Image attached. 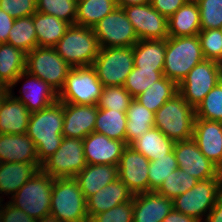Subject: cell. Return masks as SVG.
Masks as SVG:
<instances>
[{
    "label": "cell",
    "mask_w": 222,
    "mask_h": 222,
    "mask_svg": "<svg viewBox=\"0 0 222 222\" xmlns=\"http://www.w3.org/2000/svg\"><path fill=\"white\" fill-rule=\"evenodd\" d=\"M97 110V105L64 103L63 137L83 140L94 132Z\"/></svg>",
    "instance_id": "19"
},
{
    "label": "cell",
    "mask_w": 222,
    "mask_h": 222,
    "mask_svg": "<svg viewBox=\"0 0 222 222\" xmlns=\"http://www.w3.org/2000/svg\"><path fill=\"white\" fill-rule=\"evenodd\" d=\"M133 196L128 187L117 178L86 200L88 217L90 219L94 215L127 203L133 199Z\"/></svg>",
    "instance_id": "23"
},
{
    "label": "cell",
    "mask_w": 222,
    "mask_h": 222,
    "mask_svg": "<svg viewBox=\"0 0 222 222\" xmlns=\"http://www.w3.org/2000/svg\"><path fill=\"white\" fill-rule=\"evenodd\" d=\"M201 31L199 6L195 0H189L168 19L169 37L198 35Z\"/></svg>",
    "instance_id": "27"
},
{
    "label": "cell",
    "mask_w": 222,
    "mask_h": 222,
    "mask_svg": "<svg viewBox=\"0 0 222 222\" xmlns=\"http://www.w3.org/2000/svg\"><path fill=\"white\" fill-rule=\"evenodd\" d=\"M126 143L131 145L140 136L154 127L155 113L147 109L135 98L129 104L126 111Z\"/></svg>",
    "instance_id": "32"
},
{
    "label": "cell",
    "mask_w": 222,
    "mask_h": 222,
    "mask_svg": "<svg viewBox=\"0 0 222 222\" xmlns=\"http://www.w3.org/2000/svg\"><path fill=\"white\" fill-rule=\"evenodd\" d=\"M200 45L205 59L222 60V32L220 29H205L198 34Z\"/></svg>",
    "instance_id": "44"
},
{
    "label": "cell",
    "mask_w": 222,
    "mask_h": 222,
    "mask_svg": "<svg viewBox=\"0 0 222 222\" xmlns=\"http://www.w3.org/2000/svg\"><path fill=\"white\" fill-rule=\"evenodd\" d=\"M195 108L178 93L167 100L155 113L154 127L173 142L193 138Z\"/></svg>",
    "instance_id": "3"
},
{
    "label": "cell",
    "mask_w": 222,
    "mask_h": 222,
    "mask_svg": "<svg viewBox=\"0 0 222 222\" xmlns=\"http://www.w3.org/2000/svg\"><path fill=\"white\" fill-rule=\"evenodd\" d=\"M64 103L57 100L43 110L30 115L26 134L37 148L39 162L48 159L60 147L63 140Z\"/></svg>",
    "instance_id": "1"
},
{
    "label": "cell",
    "mask_w": 222,
    "mask_h": 222,
    "mask_svg": "<svg viewBox=\"0 0 222 222\" xmlns=\"http://www.w3.org/2000/svg\"><path fill=\"white\" fill-rule=\"evenodd\" d=\"M7 43L19 48L26 54L38 46L33 15L14 20V24L9 31Z\"/></svg>",
    "instance_id": "36"
},
{
    "label": "cell",
    "mask_w": 222,
    "mask_h": 222,
    "mask_svg": "<svg viewBox=\"0 0 222 222\" xmlns=\"http://www.w3.org/2000/svg\"><path fill=\"white\" fill-rule=\"evenodd\" d=\"M37 12L53 15L56 18L75 25L76 0H36Z\"/></svg>",
    "instance_id": "40"
},
{
    "label": "cell",
    "mask_w": 222,
    "mask_h": 222,
    "mask_svg": "<svg viewBox=\"0 0 222 222\" xmlns=\"http://www.w3.org/2000/svg\"><path fill=\"white\" fill-rule=\"evenodd\" d=\"M53 177L39 170L9 200L34 220L50 215Z\"/></svg>",
    "instance_id": "6"
},
{
    "label": "cell",
    "mask_w": 222,
    "mask_h": 222,
    "mask_svg": "<svg viewBox=\"0 0 222 222\" xmlns=\"http://www.w3.org/2000/svg\"><path fill=\"white\" fill-rule=\"evenodd\" d=\"M166 53V39L138 40L133 45L134 67L163 71Z\"/></svg>",
    "instance_id": "28"
},
{
    "label": "cell",
    "mask_w": 222,
    "mask_h": 222,
    "mask_svg": "<svg viewBox=\"0 0 222 222\" xmlns=\"http://www.w3.org/2000/svg\"><path fill=\"white\" fill-rule=\"evenodd\" d=\"M178 168L174 150L167 155L150 161L148 169L149 191H156L163 181L171 176V172Z\"/></svg>",
    "instance_id": "39"
},
{
    "label": "cell",
    "mask_w": 222,
    "mask_h": 222,
    "mask_svg": "<svg viewBox=\"0 0 222 222\" xmlns=\"http://www.w3.org/2000/svg\"><path fill=\"white\" fill-rule=\"evenodd\" d=\"M71 68L54 47L37 46L26 54V71L45 81L57 93L62 89Z\"/></svg>",
    "instance_id": "8"
},
{
    "label": "cell",
    "mask_w": 222,
    "mask_h": 222,
    "mask_svg": "<svg viewBox=\"0 0 222 222\" xmlns=\"http://www.w3.org/2000/svg\"><path fill=\"white\" fill-rule=\"evenodd\" d=\"M150 161L143 154L127 145L118 164V178L135 195L149 191Z\"/></svg>",
    "instance_id": "16"
},
{
    "label": "cell",
    "mask_w": 222,
    "mask_h": 222,
    "mask_svg": "<svg viewBox=\"0 0 222 222\" xmlns=\"http://www.w3.org/2000/svg\"><path fill=\"white\" fill-rule=\"evenodd\" d=\"M38 46L54 47L71 26L68 22L41 12L33 14Z\"/></svg>",
    "instance_id": "29"
},
{
    "label": "cell",
    "mask_w": 222,
    "mask_h": 222,
    "mask_svg": "<svg viewBox=\"0 0 222 222\" xmlns=\"http://www.w3.org/2000/svg\"><path fill=\"white\" fill-rule=\"evenodd\" d=\"M198 181L197 178L177 168L163 181L156 192L173 200L194 187Z\"/></svg>",
    "instance_id": "37"
},
{
    "label": "cell",
    "mask_w": 222,
    "mask_h": 222,
    "mask_svg": "<svg viewBox=\"0 0 222 222\" xmlns=\"http://www.w3.org/2000/svg\"><path fill=\"white\" fill-rule=\"evenodd\" d=\"M175 142L165 136L158 128L149 129L130 146L143 154L149 161L157 160L173 151Z\"/></svg>",
    "instance_id": "31"
},
{
    "label": "cell",
    "mask_w": 222,
    "mask_h": 222,
    "mask_svg": "<svg viewBox=\"0 0 222 222\" xmlns=\"http://www.w3.org/2000/svg\"><path fill=\"white\" fill-rule=\"evenodd\" d=\"M203 222H222V192Z\"/></svg>",
    "instance_id": "50"
},
{
    "label": "cell",
    "mask_w": 222,
    "mask_h": 222,
    "mask_svg": "<svg viewBox=\"0 0 222 222\" xmlns=\"http://www.w3.org/2000/svg\"><path fill=\"white\" fill-rule=\"evenodd\" d=\"M0 201V222H35L26 212L12 205L9 201Z\"/></svg>",
    "instance_id": "47"
},
{
    "label": "cell",
    "mask_w": 222,
    "mask_h": 222,
    "mask_svg": "<svg viewBox=\"0 0 222 222\" xmlns=\"http://www.w3.org/2000/svg\"><path fill=\"white\" fill-rule=\"evenodd\" d=\"M118 178V166L108 164H87L75 176L86 200Z\"/></svg>",
    "instance_id": "25"
},
{
    "label": "cell",
    "mask_w": 222,
    "mask_h": 222,
    "mask_svg": "<svg viewBox=\"0 0 222 222\" xmlns=\"http://www.w3.org/2000/svg\"><path fill=\"white\" fill-rule=\"evenodd\" d=\"M30 115L26 106L8 92L0 105V134L26 133Z\"/></svg>",
    "instance_id": "24"
},
{
    "label": "cell",
    "mask_w": 222,
    "mask_h": 222,
    "mask_svg": "<svg viewBox=\"0 0 222 222\" xmlns=\"http://www.w3.org/2000/svg\"><path fill=\"white\" fill-rule=\"evenodd\" d=\"M116 7V0H86L77 2L75 25L93 28Z\"/></svg>",
    "instance_id": "35"
},
{
    "label": "cell",
    "mask_w": 222,
    "mask_h": 222,
    "mask_svg": "<svg viewBox=\"0 0 222 222\" xmlns=\"http://www.w3.org/2000/svg\"><path fill=\"white\" fill-rule=\"evenodd\" d=\"M93 30L100 48L133 46L139 40L121 7L101 19Z\"/></svg>",
    "instance_id": "13"
},
{
    "label": "cell",
    "mask_w": 222,
    "mask_h": 222,
    "mask_svg": "<svg viewBox=\"0 0 222 222\" xmlns=\"http://www.w3.org/2000/svg\"><path fill=\"white\" fill-rule=\"evenodd\" d=\"M162 222H198L191 216L182 214L172 209L170 213L162 220Z\"/></svg>",
    "instance_id": "51"
},
{
    "label": "cell",
    "mask_w": 222,
    "mask_h": 222,
    "mask_svg": "<svg viewBox=\"0 0 222 222\" xmlns=\"http://www.w3.org/2000/svg\"><path fill=\"white\" fill-rule=\"evenodd\" d=\"M193 139L207 159L222 164V122L195 118Z\"/></svg>",
    "instance_id": "20"
},
{
    "label": "cell",
    "mask_w": 222,
    "mask_h": 222,
    "mask_svg": "<svg viewBox=\"0 0 222 222\" xmlns=\"http://www.w3.org/2000/svg\"><path fill=\"white\" fill-rule=\"evenodd\" d=\"M199 6L201 30L220 29L222 26V0H195Z\"/></svg>",
    "instance_id": "43"
},
{
    "label": "cell",
    "mask_w": 222,
    "mask_h": 222,
    "mask_svg": "<svg viewBox=\"0 0 222 222\" xmlns=\"http://www.w3.org/2000/svg\"><path fill=\"white\" fill-rule=\"evenodd\" d=\"M84 155L87 164H108L118 166L126 142L110 139L106 135L92 132L83 140Z\"/></svg>",
    "instance_id": "18"
},
{
    "label": "cell",
    "mask_w": 222,
    "mask_h": 222,
    "mask_svg": "<svg viewBox=\"0 0 222 222\" xmlns=\"http://www.w3.org/2000/svg\"><path fill=\"white\" fill-rule=\"evenodd\" d=\"M176 94H178V85L163 76L135 99L147 109L156 113L167 100L172 99Z\"/></svg>",
    "instance_id": "34"
},
{
    "label": "cell",
    "mask_w": 222,
    "mask_h": 222,
    "mask_svg": "<svg viewBox=\"0 0 222 222\" xmlns=\"http://www.w3.org/2000/svg\"><path fill=\"white\" fill-rule=\"evenodd\" d=\"M220 80L222 74L219 62L204 59L178 85V93L189 105L196 108Z\"/></svg>",
    "instance_id": "11"
},
{
    "label": "cell",
    "mask_w": 222,
    "mask_h": 222,
    "mask_svg": "<svg viewBox=\"0 0 222 222\" xmlns=\"http://www.w3.org/2000/svg\"><path fill=\"white\" fill-rule=\"evenodd\" d=\"M204 55L198 35L167 37L163 76L179 85L189 71L203 61Z\"/></svg>",
    "instance_id": "2"
},
{
    "label": "cell",
    "mask_w": 222,
    "mask_h": 222,
    "mask_svg": "<svg viewBox=\"0 0 222 222\" xmlns=\"http://www.w3.org/2000/svg\"><path fill=\"white\" fill-rule=\"evenodd\" d=\"M14 18L0 8V43H7L9 31L14 24Z\"/></svg>",
    "instance_id": "49"
},
{
    "label": "cell",
    "mask_w": 222,
    "mask_h": 222,
    "mask_svg": "<svg viewBox=\"0 0 222 222\" xmlns=\"http://www.w3.org/2000/svg\"><path fill=\"white\" fill-rule=\"evenodd\" d=\"M89 222H133V199L92 216Z\"/></svg>",
    "instance_id": "45"
},
{
    "label": "cell",
    "mask_w": 222,
    "mask_h": 222,
    "mask_svg": "<svg viewBox=\"0 0 222 222\" xmlns=\"http://www.w3.org/2000/svg\"><path fill=\"white\" fill-rule=\"evenodd\" d=\"M218 178L222 185V164L218 167Z\"/></svg>",
    "instance_id": "55"
},
{
    "label": "cell",
    "mask_w": 222,
    "mask_h": 222,
    "mask_svg": "<svg viewBox=\"0 0 222 222\" xmlns=\"http://www.w3.org/2000/svg\"><path fill=\"white\" fill-rule=\"evenodd\" d=\"M40 169L32 163L0 162V194L11 197ZM0 196V201L3 196Z\"/></svg>",
    "instance_id": "26"
},
{
    "label": "cell",
    "mask_w": 222,
    "mask_h": 222,
    "mask_svg": "<svg viewBox=\"0 0 222 222\" xmlns=\"http://www.w3.org/2000/svg\"><path fill=\"white\" fill-rule=\"evenodd\" d=\"M86 165L83 141L64 137L56 152L42 163L41 170L53 178H75Z\"/></svg>",
    "instance_id": "12"
},
{
    "label": "cell",
    "mask_w": 222,
    "mask_h": 222,
    "mask_svg": "<svg viewBox=\"0 0 222 222\" xmlns=\"http://www.w3.org/2000/svg\"><path fill=\"white\" fill-rule=\"evenodd\" d=\"M133 97L123 86L103 87L98 108L126 112Z\"/></svg>",
    "instance_id": "42"
},
{
    "label": "cell",
    "mask_w": 222,
    "mask_h": 222,
    "mask_svg": "<svg viewBox=\"0 0 222 222\" xmlns=\"http://www.w3.org/2000/svg\"><path fill=\"white\" fill-rule=\"evenodd\" d=\"M26 79L19 94L16 96L13 92V87L15 88L16 84L20 80ZM8 92L17 100H20L30 113L43 110L44 108L50 106L58 100V93L45 81L37 78L27 71L22 72L8 88ZM15 95V96H14Z\"/></svg>",
    "instance_id": "15"
},
{
    "label": "cell",
    "mask_w": 222,
    "mask_h": 222,
    "mask_svg": "<svg viewBox=\"0 0 222 222\" xmlns=\"http://www.w3.org/2000/svg\"><path fill=\"white\" fill-rule=\"evenodd\" d=\"M220 69H221V74H222V60L220 61Z\"/></svg>",
    "instance_id": "56"
},
{
    "label": "cell",
    "mask_w": 222,
    "mask_h": 222,
    "mask_svg": "<svg viewBox=\"0 0 222 222\" xmlns=\"http://www.w3.org/2000/svg\"><path fill=\"white\" fill-rule=\"evenodd\" d=\"M151 0H116L117 7H127L130 5H141L150 3Z\"/></svg>",
    "instance_id": "52"
},
{
    "label": "cell",
    "mask_w": 222,
    "mask_h": 222,
    "mask_svg": "<svg viewBox=\"0 0 222 222\" xmlns=\"http://www.w3.org/2000/svg\"><path fill=\"white\" fill-rule=\"evenodd\" d=\"M196 118L222 122V80H220L204 100L195 108Z\"/></svg>",
    "instance_id": "38"
},
{
    "label": "cell",
    "mask_w": 222,
    "mask_h": 222,
    "mask_svg": "<svg viewBox=\"0 0 222 222\" xmlns=\"http://www.w3.org/2000/svg\"><path fill=\"white\" fill-rule=\"evenodd\" d=\"M50 215L60 222H89L86 198L75 178H55Z\"/></svg>",
    "instance_id": "4"
},
{
    "label": "cell",
    "mask_w": 222,
    "mask_h": 222,
    "mask_svg": "<svg viewBox=\"0 0 222 222\" xmlns=\"http://www.w3.org/2000/svg\"><path fill=\"white\" fill-rule=\"evenodd\" d=\"M221 192L222 185L218 177L199 180L190 190L173 199V209L203 222Z\"/></svg>",
    "instance_id": "10"
},
{
    "label": "cell",
    "mask_w": 222,
    "mask_h": 222,
    "mask_svg": "<svg viewBox=\"0 0 222 222\" xmlns=\"http://www.w3.org/2000/svg\"><path fill=\"white\" fill-rule=\"evenodd\" d=\"M103 87L92 66L71 68L58 100L75 105H97Z\"/></svg>",
    "instance_id": "7"
},
{
    "label": "cell",
    "mask_w": 222,
    "mask_h": 222,
    "mask_svg": "<svg viewBox=\"0 0 222 222\" xmlns=\"http://www.w3.org/2000/svg\"><path fill=\"white\" fill-rule=\"evenodd\" d=\"M0 8L14 19L32 16L37 11L36 0H0Z\"/></svg>",
    "instance_id": "46"
},
{
    "label": "cell",
    "mask_w": 222,
    "mask_h": 222,
    "mask_svg": "<svg viewBox=\"0 0 222 222\" xmlns=\"http://www.w3.org/2000/svg\"><path fill=\"white\" fill-rule=\"evenodd\" d=\"M26 71V53L9 43H0V86L9 88Z\"/></svg>",
    "instance_id": "30"
},
{
    "label": "cell",
    "mask_w": 222,
    "mask_h": 222,
    "mask_svg": "<svg viewBox=\"0 0 222 222\" xmlns=\"http://www.w3.org/2000/svg\"><path fill=\"white\" fill-rule=\"evenodd\" d=\"M162 77L163 71L138 69L137 67H134L125 80L123 87L133 98H135Z\"/></svg>",
    "instance_id": "41"
},
{
    "label": "cell",
    "mask_w": 222,
    "mask_h": 222,
    "mask_svg": "<svg viewBox=\"0 0 222 222\" xmlns=\"http://www.w3.org/2000/svg\"><path fill=\"white\" fill-rule=\"evenodd\" d=\"M35 222H60L57 218H55L54 216H46V217H42L40 219L35 220Z\"/></svg>",
    "instance_id": "53"
},
{
    "label": "cell",
    "mask_w": 222,
    "mask_h": 222,
    "mask_svg": "<svg viewBox=\"0 0 222 222\" xmlns=\"http://www.w3.org/2000/svg\"><path fill=\"white\" fill-rule=\"evenodd\" d=\"M54 48L72 68L92 66L100 50L93 28L78 25H71Z\"/></svg>",
    "instance_id": "5"
},
{
    "label": "cell",
    "mask_w": 222,
    "mask_h": 222,
    "mask_svg": "<svg viewBox=\"0 0 222 222\" xmlns=\"http://www.w3.org/2000/svg\"><path fill=\"white\" fill-rule=\"evenodd\" d=\"M189 0H151V6L162 16L169 19L177 9L186 4Z\"/></svg>",
    "instance_id": "48"
},
{
    "label": "cell",
    "mask_w": 222,
    "mask_h": 222,
    "mask_svg": "<svg viewBox=\"0 0 222 222\" xmlns=\"http://www.w3.org/2000/svg\"><path fill=\"white\" fill-rule=\"evenodd\" d=\"M0 162L32 163L41 170L37 148L26 134H0Z\"/></svg>",
    "instance_id": "21"
},
{
    "label": "cell",
    "mask_w": 222,
    "mask_h": 222,
    "mask_svg": "<svg viewBox=\"0 0 222 222\" xmlns=\"http://www.w3.org/2000/svg\"><path fill=\"white\" fill-rule=\"evenodd\" d=\"M92 67L104 87L123 86L134 68L133 46L100 48Z\"/></svg>",
    "instance_id": "9"
},
{
    "label": "cell",
    "mask_w": 222,
    "mask_h": 222,
    "mask_svg": "<svg viewBox=\"0 0 222 222\" xmlns=\"http://www.w3.org/2000/svg\"><path fill=\"white\" fill-rule=\"evenodd\" d=\"M126 112L98 108L94 132L126 142Z\"/></svg>",
    "instance_id": "33"
},
{
    "label": "cell",
    "mask_w": 222,
    "mask_h": 222,
    "mask_svg": "<svg viewBox=\"0 0 222 222\" xmlns=\"http://www.w3.org/2000/svg\"><path fill=\"white\" fill-rule=\"evenodd\" d=\"M122 8L139 40H162L168 37V19L150 3Z\"/></svg>",
    "instance_id": "14"
},
{
    "label": "cell",
    "mask_w": 222,
    "mask_h": 222,
    "mask_svg": "<svg viewBox=\"0 0 222 222\" xmlns=\"http://www.w3.org/2000/svg\"><path fill=\"white\" fill-rule=\"evenodd\" d=\"M173 150L178 168L184 172L198 180L218 177V167L202 154L193 138L175 142Z\"/></svg>",
    "instance_id": "17"
},
{
    "label": "cell",
    "mask_w": 222,
    "mask_h": 222,
    "mask_svg": "<svg viewBox=\"0 0 222 222\" xmlns=\"http://www.w3.org/2000/svg\"><path fill=\"white\" fill-rule=\"evenodd\" d=\"M173 209V200L148 191L133 196V222H162Z\"/></svg>",
    "instance_id": "22"
},
{
    "label": "cell",
    "mask_w": 222,
    "mask_h": 222,
    "mask_svg": "<svg viewBox=\"0 0 222 222\" xmlns=\"http://www.w3.org/2000/svg\"><path fill=\"white\" fill-rule=\"evenodd\" d=\"M7 93H8V88L0 86V105Z\"/></svg>",
    "instance_id": "54"
}]
</instances>
